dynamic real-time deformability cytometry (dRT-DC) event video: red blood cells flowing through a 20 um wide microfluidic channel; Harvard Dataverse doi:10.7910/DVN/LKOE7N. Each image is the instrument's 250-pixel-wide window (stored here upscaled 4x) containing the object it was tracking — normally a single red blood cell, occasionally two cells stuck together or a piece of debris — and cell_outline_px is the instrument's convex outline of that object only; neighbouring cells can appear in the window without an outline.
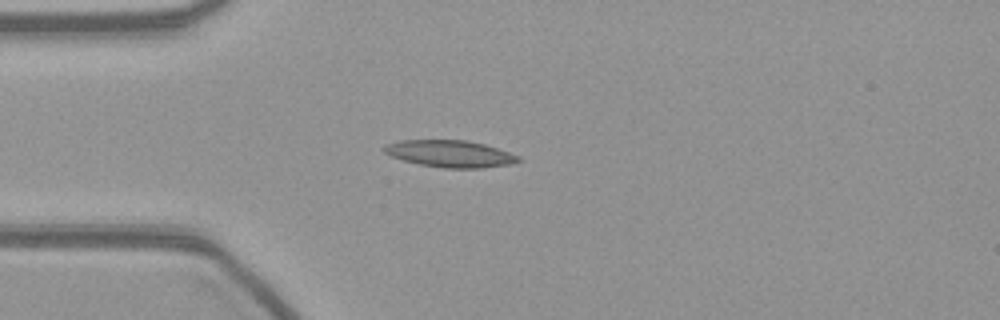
{"species": "common noctule bat (a hibernating species)", "species_latin": "Nyctalus noctula", "temperature_condition": "warm", "stored_images_in_passage": 42, "camera_frame_rate_fps": 3000, "um_per_image_px": 0.085, "animal": {"sex": "female", "body_mass_g": 21.9}, "frame": {"image": 1, "passage_image": 1, "time_ms": 0.0, "image_size_px": [1000, 320], "cell_outline_px": [[524, 160], [512, 164], [480, 168], [444, 168], [420, 164], [404, 160], [392, 156], [384, 152], [380, 148], [388, 144], [400, 140], [464, 140], [484, 144], [520, 156]], "centroid_in_image_um": [38.28, 13.07], "position_along_channel_um": 46.7, "area_um2": 20.98}}
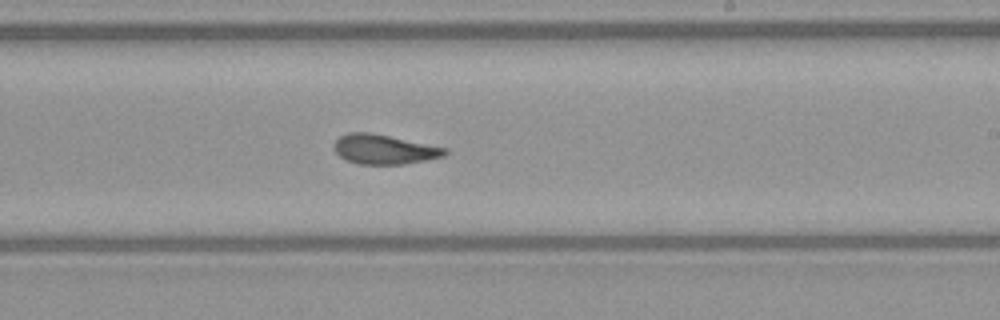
{"frame": {"image": 2, "passage_image": 19, "time_ms": 6.0, "image_size_px": [1000, 320], "cell_outline_px": [[448, 152], [444, 156], [428, 160], [404, 164], [360, 164], [344, 160], [332, 148], [332, 144], [340, 136], [348, 132], [372, 132], [448, 148]], "centroid_in_image_um": [32.64, 12.69], "position_along_channel_um": 256.4, "area_um2": 19.42}}
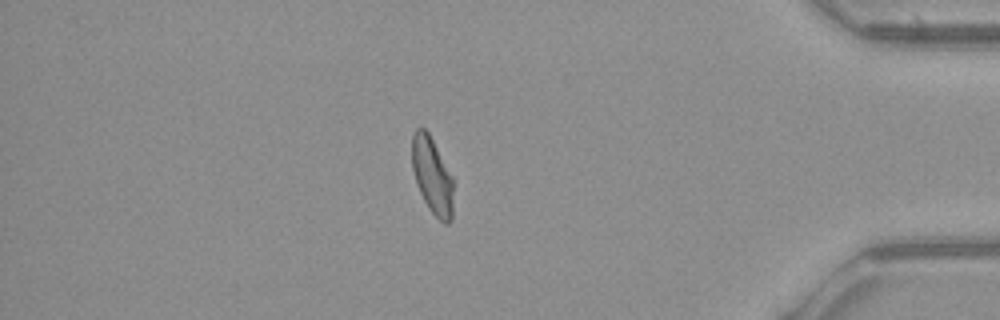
{"frame": {"image": 3, "passage_image": 34, "time_ms": 11.0, "image_size_px": [1000, 320], "cell_outline_px": [[452, 220], [448, 224], [444, 224], [428, 208], [420, 192], [412, 168], [412, 132], [416, 128], [424, 128], [428, 132], [452, 176]], "centroid_in_image_um": [36.73, 14.93], "position_along_channel_um": 398.5, "area_um2": 18.21}}